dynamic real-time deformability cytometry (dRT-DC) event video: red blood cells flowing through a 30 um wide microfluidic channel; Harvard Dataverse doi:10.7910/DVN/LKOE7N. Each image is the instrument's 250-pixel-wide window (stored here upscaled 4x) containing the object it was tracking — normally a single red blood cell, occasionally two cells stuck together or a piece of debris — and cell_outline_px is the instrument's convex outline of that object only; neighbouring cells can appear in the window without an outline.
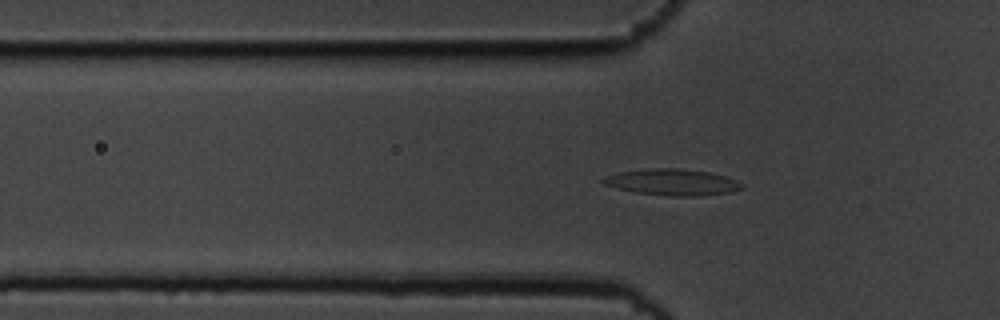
{"species": "common noctule bat (a hibernating species)", "species_latin": "Nyctalus noctula", "temperature_condition": "cold", "stored_images_in_passage": 40, "camera_frame_rate_fps": 3000, "um_per_image_px": 0.085, "animal": {"sex": "male", "body_mass_g": 19.5, "forearm_length_mm": 54.6}, "frame": {"image": 1, "passage_image": 3, "time_ms": 0.667, "image_size_px": [1000, 320], "cell_outline_px": [[744, 188], [732, 192], [704, 196], [668, 196], [636, 192], [616, 188], [604, 184], [600, 180], [604, 176], [620, 172], [648, 168], [680, 168], [712, 172], [736, 180], [744, 184]], "centroid_in_image_um": [57.18, 15.48], "position_along_channel_um": 68.6, "area_um2": 21.56}}
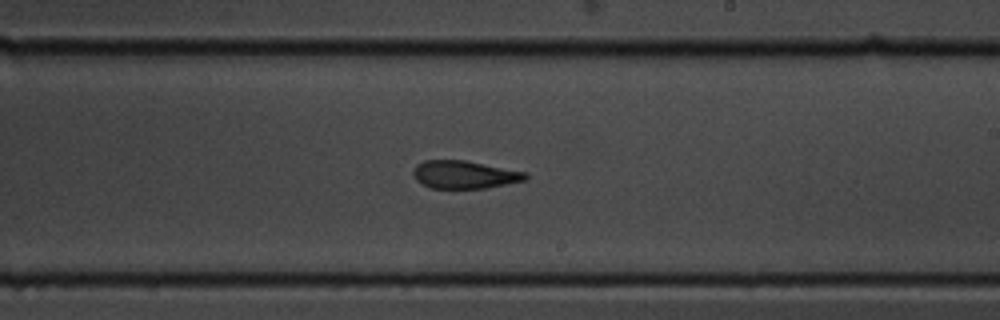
{"frame": {"image": 2, "passage_image": 18, "time_ms": 5.667, "image_size_px": [1000, 320], "cell_outline_px": [[528, 180], [488, 188], [428, 188], [416, 180], [412, 172], [416, 164], [424, 160], [464, 160], [528, 172]], "centroid_in_image_um": [39.5, 14.84], "position_along_channel_um": 249.5, "area_um2": 18.5}}
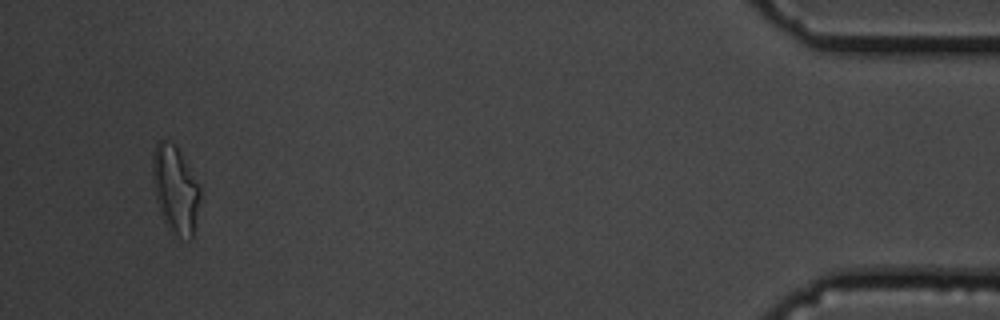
{"frame": {"image": 3, "passage_image": 38, "time_ms": 12.333, "image_size_px": [1000, 320], "cell_outline_px": [[200, 200], [192, 236], [188, 240], [168, 232], [160, 212], [156, 200], [152, 180], [152, 156], [156, 144], [160, 140], [164, 140], [176, 144], [200, 188]], "centroid_in_image_um": [14.87, 16.12], "position_along_channel_um": 420.3, "area_um2": 24.28}, "authors_computed_cell_mechanics": {"area_um2": 19.4786, "velocity_mm_per_s": 3.6298, "shape_relaxation_time_tau1_ms": 8.4047, "shape_relaxation_time_tau2_ms": 4.3646, "deformation_change_tau1": 0.227, "deformation_change_tau2": 0.1336}}